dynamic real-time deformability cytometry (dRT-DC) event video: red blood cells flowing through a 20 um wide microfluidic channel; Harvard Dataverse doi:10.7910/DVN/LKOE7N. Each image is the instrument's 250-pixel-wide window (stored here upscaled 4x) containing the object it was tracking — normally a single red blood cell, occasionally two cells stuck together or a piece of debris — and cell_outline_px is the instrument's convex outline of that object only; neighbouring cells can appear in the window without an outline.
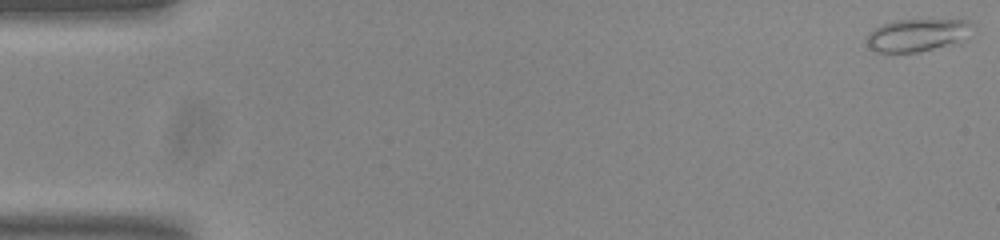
{"species": "common noctule bat (a hibernating species)", "species_latin": "Nyctalus noctula", "temperature_condition": "room temperature", "stored_images_in_passage": 55, "camera_frame_rate_fps": 3000, "um_per_image_px": 0.085, "animal": {"sex": "male", "body_mass_g": 20.0, "forearm_length_mm": 53.3}, "frame": {"image": 1, "passage_image": 1, "time_ms": 0.0, "image_size_px": [1000, 240], "cell_outline_px": [[968, 40], [960, 44], [916, 52], [876, 52], [868, 44], [868, 32], [880, 24], [896, 20], [968, 20]], "centroid_in_image_um": [77.98, 3.0], "position_along_channel_um": 7.0, "area_um2": 20.11}}
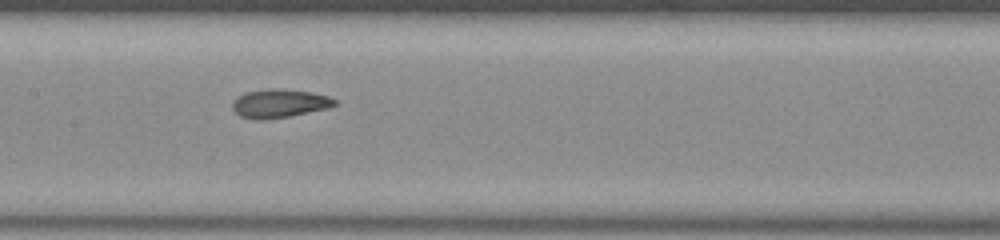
{"frame": {"image": 2, "passage_image": 27, "time_ms": 8.667, "image_size_px": [1000, 240], "cell_outline_px": [[340, 104], [328, 108], [288, 116], [264, 120], [256, 120], [240, 116], [232, 108], [232, 104], [236, 96], [248, 92], [268, 88], [280, 88], [312, 92], [328, 96], [336, 100]], "centroid_in_image_um": [23.76, 8.78], "position_along_channel_um": 183.6, "area_um2": 17.11}}
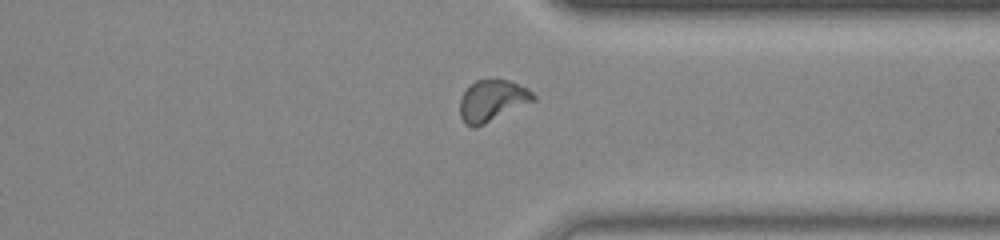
{"frame": {"image": 3, "passage_image": 42, "time_ms": 13.667, "image_size_px": [1000, 240], "cell_outline_px": [[536, 100], [476, 128], [472, 128], [464, 124], [460, 116], [460, 100], [464, 92], [476, 80], [508, 80], [528, 88], [536, 96]], "centroid_in_image_um": [41.84, 8.58], "position_along_channel_um": 369.6, "area_um2": 17.69}, "authors_computed_cell_mechanics": {"area_um2": 17.1666, "velocity_mm_per_s": 3.7523, "shape_relaxation_time_tau1_ms": 4.4672, "shape_relaxation_time_tau2_ms": 1.9657, "deformation_change_tau1": 0.1375, "deformation_change_tau2": 0.0677}}